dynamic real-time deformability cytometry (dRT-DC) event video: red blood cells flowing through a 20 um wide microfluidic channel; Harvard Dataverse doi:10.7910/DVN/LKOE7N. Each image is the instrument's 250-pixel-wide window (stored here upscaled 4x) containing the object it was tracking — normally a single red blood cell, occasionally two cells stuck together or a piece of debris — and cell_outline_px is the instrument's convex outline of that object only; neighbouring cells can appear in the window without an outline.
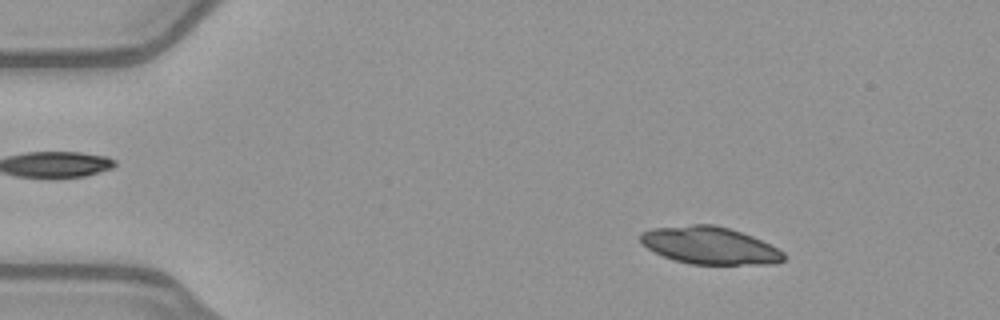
{"species": "common noctule bat (a hibernating species)", "species_latin": "Nyctalus noctula", "temperature_condition": "warm", "stored_images_in_passage": 51, "camera_frame_rate_fps": 3000, "um_per_image_px": 0.085, "animal": {"sex": "female", "body_mass_g": 21.9}, "frame": {"image": 1, "passage_image": 7, "time_ms": 2.0, "image_size_px": [1000, 320], "cell_outline_px": [[784, 260], [772, 264], [692, 264], [676, 260], [664, 256], [648, 248], [640, 240], [640, 232], [652, 228], [692, 224], [716, 224], [752, 236], [784, 252]], "centroid_in_image_um": [60.31, 20.85], "position_along_channel_um": 24.7, "area_um2": 30.87}}